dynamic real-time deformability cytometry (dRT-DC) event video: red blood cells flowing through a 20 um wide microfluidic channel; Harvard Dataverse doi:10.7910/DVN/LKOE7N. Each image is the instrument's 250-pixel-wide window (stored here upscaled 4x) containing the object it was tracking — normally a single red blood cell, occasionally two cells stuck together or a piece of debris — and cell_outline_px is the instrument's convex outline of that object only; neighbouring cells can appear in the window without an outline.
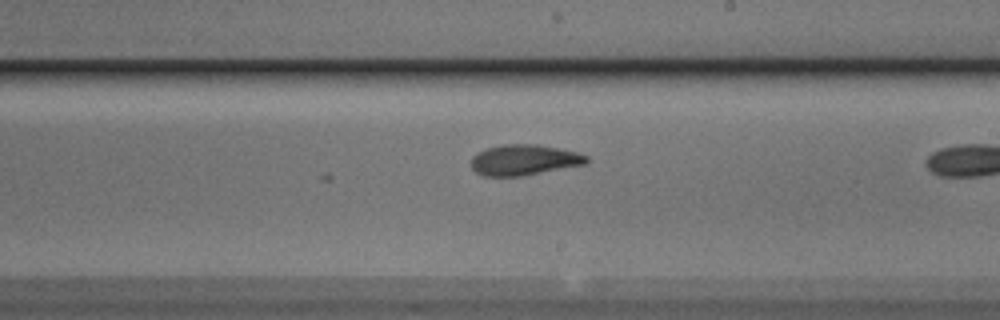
{"species": "Egyptian fruit bat (a non-hibernating species)", "species_latin": "Rousettus aegyptiacus", "temperature_condition": "cold", "stored_images_in_passage": 14, "camera_frame_rate_fps": 3000, "um_per_image_px": 0.085, "animal": {"sex": "male"}, "frame": {"image": 1, "passage_image": 14, "time_ms": 4.333, "image_size_px": [1000, 320], "cell_outline_px": [[588, 164], [520, 176], [484, 176], [476, 172], [472, 168], [472, 156], [476, 152], [484, 148], [504, 144], [536, 144], [576, 152], [588, 156]], "centroid_in_image_um": [44.53, 13.59], "position_along_channel_um": 244.5, "area_um2": 20.63}}